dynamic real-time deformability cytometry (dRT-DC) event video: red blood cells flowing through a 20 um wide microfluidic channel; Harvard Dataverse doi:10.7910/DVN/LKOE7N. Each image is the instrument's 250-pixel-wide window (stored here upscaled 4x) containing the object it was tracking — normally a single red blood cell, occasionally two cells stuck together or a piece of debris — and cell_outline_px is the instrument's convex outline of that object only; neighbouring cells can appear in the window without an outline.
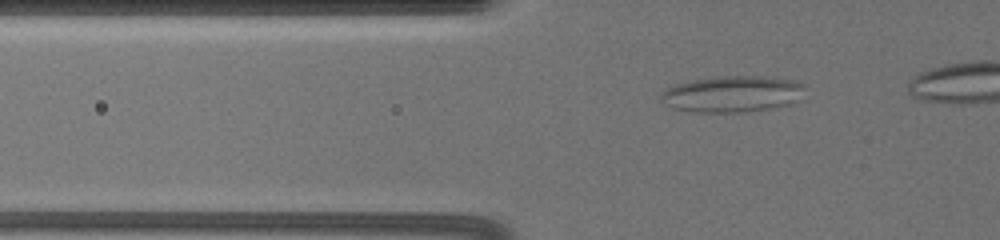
{"species": "common noctule bat (a hibernating species)", "species_latin": "Nyctalus noctula", "temperature_condition": "warm", "stored_images_in_passage": 35, "camera_frame_rate_fps": 3000, "um_per_image_px": 0.085, "animal": {"sex": "female", "body_mass_g": 19.5, "forearm_length_mm": 54.1}, "frame": {"image": 1, "passage_image": 8, "time_ms": 3.333, "image_size_px": [1000, 240], "cell_outline_px": [[804, 84], [792, 104], [776, 108], [740, 112], [692, 112], [672, 108], [660, 96], [660, 92], [676, 84], [692, 80], [716, 76], [760, 76], [796, 80]], "centroid_in_image_um": [62.22, 7.99], "position_along_channel_um": 63.6, "area_um2": 30.23}}
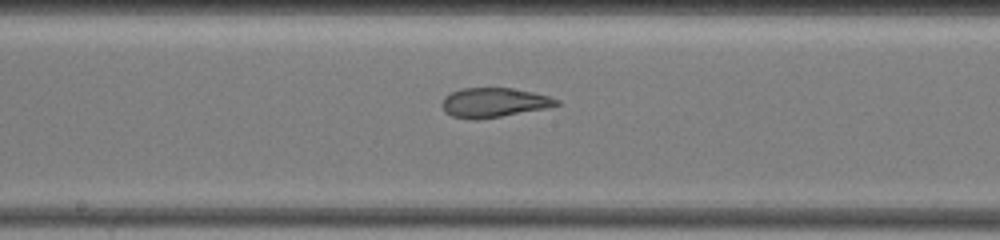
{"frame": {"image": 2, "passage_image": 19, "time_ms": 7.667, "image_size_px": [1000, 240], "cell_outline_px": [[560, 104], [548, 108], [476, 120], [472, 120], [452, 116], [444, 112], [440, 104], [444, 96], [460, 88], [512, 88], [532, 92], [548, 96], [560, 100]], "centroid_in_image_um": [41.94, 8.72], "position_along_channel_um": 206.3, "area_um2": 19.77}}
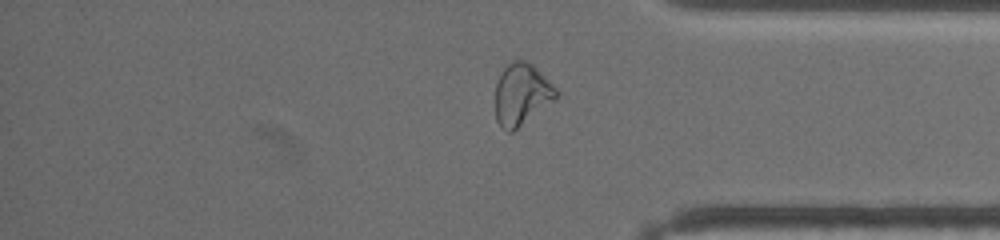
{"frame": {"image": 3, "passage_image": 32, "time_ms": 13.0, "image_size_px": [1000, 240], "cell_outline_px": [[560, 92], [556, 100], [512, 132], [508, 132], [496, 120], [496, 84], [504, 68], [512, 60], [524, 60], [532, 64]], "centroid_in_image_um": [44.36, 8.02], "position_along_channel_um": 390.8, "area_um2": 21.73}}